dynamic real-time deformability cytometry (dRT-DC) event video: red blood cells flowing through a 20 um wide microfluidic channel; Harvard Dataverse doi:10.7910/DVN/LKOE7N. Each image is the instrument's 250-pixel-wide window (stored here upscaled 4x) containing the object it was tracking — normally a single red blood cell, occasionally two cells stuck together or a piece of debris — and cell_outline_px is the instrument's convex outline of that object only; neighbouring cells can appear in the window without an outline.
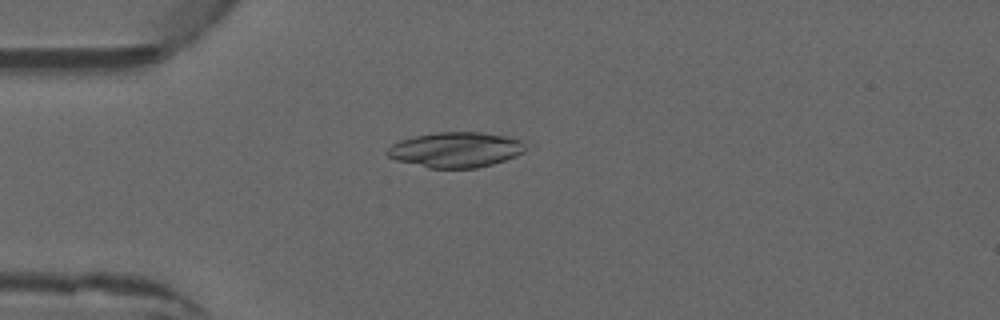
{"species": "common noctule bat (a hibernating species)", "species_latin": "Nyctalus noctula", "temperature_condition": "warm", "stored_images_in_passage": 3, "camera_frame_rate_fps": 3000, "um_per_image_px": 0.085, "animal": {"sex": "male", "forearm_length_mm": 52.5}, "frame": {"image": 1, "passage_image": 2, "time_ms": 0.333, "image_size_px": [1000, 320], "cell_outline_px": [[528, 148], [524, 152], [516, 156], [492, 164], [476, 168], [428, 168], [396, 160], [388, 156], [384, 152], [392, 144], [400, 140], [416, 136], [436, 132], [480, 132], [504, 136], [520, 140], [528, 144]], "centroid_in_image_um": [38.75, 12.73], "position_along_channel_um": 46.3, "area_um2": 28.5}}